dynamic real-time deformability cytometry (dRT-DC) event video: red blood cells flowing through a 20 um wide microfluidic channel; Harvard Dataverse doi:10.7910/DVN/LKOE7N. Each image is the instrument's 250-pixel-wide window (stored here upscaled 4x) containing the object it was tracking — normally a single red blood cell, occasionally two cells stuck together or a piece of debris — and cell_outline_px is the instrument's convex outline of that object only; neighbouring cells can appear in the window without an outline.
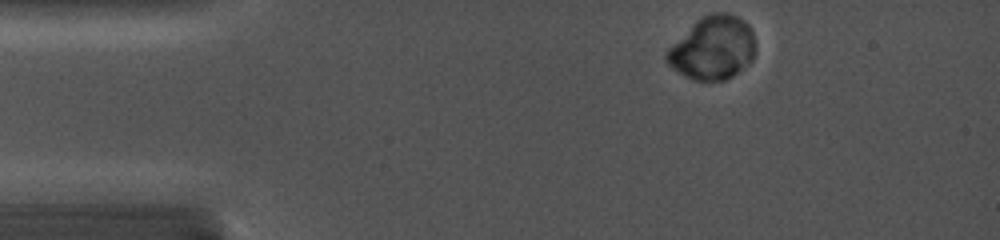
{"species": "common noctule bat (a hibernating species)", "species_latin": "Nyctalus noctula", "temperature_condition": "cold", "stored_images_in_passage": 46, "camera_frame_rate_fps": 5000, "um_per_image_px": 0.085, "animal": {"sex": "female", "body_mass_g": 19.0, "forearm_length_mm": 56.7}, "frame": {"image": 1, "passage_image": 1, "time_ms": 0.0, "image_size_px": [1000, 240], "cell_outline_px": [[756, 48], [752, 60], [748, 64], [732, 76], [724, 80], [692, 80], [684, 76], [672, 68], [668, 64], [664, 56], [664, 52], [700, 16], [712, 12], [728, 12], [744, 20], [748, 24], [752, 32], [756, 44]], "centroid_in_image_um": [60.58, 4.06], "position_along_channel_um": 24.4, "area_um2": 33.0}}